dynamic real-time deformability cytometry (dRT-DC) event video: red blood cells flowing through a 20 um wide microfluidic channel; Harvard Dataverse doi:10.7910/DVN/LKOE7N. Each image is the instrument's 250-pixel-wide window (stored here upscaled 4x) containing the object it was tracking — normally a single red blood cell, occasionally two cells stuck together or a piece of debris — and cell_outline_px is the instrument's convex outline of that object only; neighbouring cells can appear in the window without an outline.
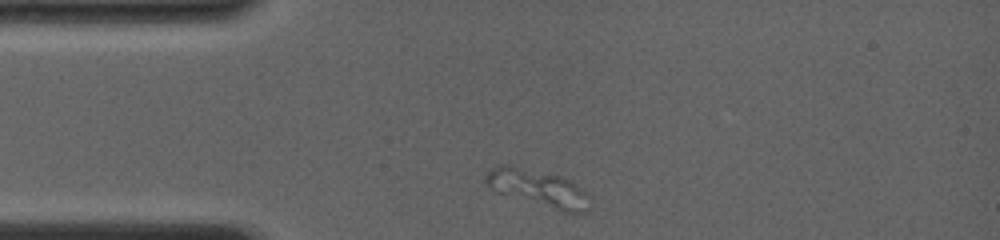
{"species": "common noctule bat (a hibernating species)", "species_latin": "Nyctalus noctula", "temperature_condition": "room temperature", "stored_images_in_passage": 26, "camera_frame_rate_fps": 4000, "um_per_image_px": 0.085, "animal": {"sex": "female", "body_mass_g": 19.0, "forearm_length_mm": 56.7}, "frame": {"image": 1, "passage_image": 1, "time_ms": 0.0, "image_size_px": [1000, 240], "cell_outline_px": [[588, 212], [564, 212], [496, 192], [484, 184], [484, 176], [492, 168], [500, 164], [512, 164], [564, 176], [572, 180], [588, 196]], "centroid_in_image_um": [45.69, 15.95], "position_along_channel_um": 39.3, "area_um2": 22.66}}